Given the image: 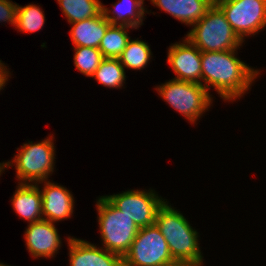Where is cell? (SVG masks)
Here are the masks:
<instances>
[{"mask_svg": "<svg viewBox=\"0 0 266 266\" xmlns=\"http://www.w3.org/2000/svg\"><path fill=\"white\" fill-rule=\"evenodd\" d=\"M103 86L120 88L125 80V69L117 58H104L91 76Z\"/></svg>", "mask_w": 266, "mask_h": 266, "instance_id": "ffe728a7", "label": "cell"}, {"mask_svg": "<svg viewBox=\"0 0 266 266\" xmlns=\"http://www.w3.org/2000/svg\"><path fill=\"white\" fill-rule=\"evenodd\" d=\"M167 62L176 75L174 80L202 84L201 51L187 38L183 43L173 44L168 50Z\"/></svg>", "mask_w": 266, "mask_h": 266, "instance_id": "30bf717a", "label": "cell"}, {"mask_svg": "<svg viewBox=\"0 0 266 266\" xmlns=\"http://www.w3.org/2000/svg\"><path fill=\"white\" fill-rule=\"evenodd\" d=\"M156 90L171 107L192 123L208 110L213 100L203 84L190 81L171 79Z\"/></svg>", "mask_w": 266, "mask_h": 266, "instance_id": "8992f818", "label": "cell"}, {"mask_svg": "<svg viewBox=\"0 0 266 266\" xmlns=\"http://www.w3.org/2000/svg\"><path fill=\"white\" fill-rule=\"evenodd\" d=\"M42 196L43 219L52 223L61 221L72 216L74 209V199L72 194L61 185L44 181Z\"/></svg>", "mask_w": 266, "mask_h": 266, "instance_id": "4fadbf2b", "label": "cell"}, {"mask_svg": "<svg viewBox=\"0 0 266 266\" xmlns=\"http://www.w3.org/2000/svg\"><path fill=\"white\" fill-rule=\"evenodd\" d=\"M236 50L201 52L203 85L209 91V84L225 100L243 96L259 75L257 70L235 57Z\"/></svg>", "mask_w": 266, "mask_h": 266, "instance_id": "6da1fadb", "label": "cell"}, {"mask_svg": "<svg viewBox=\"0 0 266 266\" xmlns=\"http://www.w3.org/2000/svg\"><path fill=\"white\" fill-rule=\"evenodd\" d=\"M214 3L242 41L266 27V0H216Z\"/></svg>", "mask_w": 266, "mask_h": 266, "instance_id": "ba28073f", "label": "cell"}, {"mask_svg": "<svg viewBox=\"0 0 266 266\" xmlns=\"http://www.w3.org/2000/svg\"><path fill=\"white\" fill-rule=\"evenodd\" d=\"M39 142L25 143L19 153L15 155L14 160L3 162L4 166L0 170L4 171L6 167H9L15 163L16 175L20 184H27V182H34L33 184L42 183L48 180V175L53 172L54 169V155L55 148L53 143V137ZM12 163V164H11Z\"/></svg>", "mask_w": 266, "mask_h": 266, "instance_id": "5b68a950", "label": "cell"}, {"mask_svg": "<svg viewBox=\"0 0 266 266\" xmlns=\"http://www.w3.org/2000/svg\"><path fill=\"white\" fill-rule=\"evenodd\" d=\"M25 240L28 251L35 259L53 257L61 247V238L55 225L45 219L29 223Z\"/></svg>", "mask_w": 266, "mask_h": 266, "instance_id": "8fae6325", "label": "cell"}, {"mask_svg": "<svg viewBox=\"0 0 266 266\" xmlns=\"http://www.w3.org/2000/svg\"><path fill=\"white\" fill-rule=\"evenodd\" d=\"M3 64L4 63H1V60H0V90L3 89V87L6 84L7 79L9 77V72L6 71L7 68Z\"/></svg>", "mask_w": 266, "mask_h": 266, "instance_id": "d4e9b609", "label": "cell"}, {"mask_svg": "<svg viewBox=\"0 0 266 266\" xmlns=\"http://www.w3.org/2000/svg\"><path fill=\"white\" fill-rule=\"evenodd\" d=\"M122 260L123 266H162L174 259L167 241L154 223L139 229Z\"/></svg>", "mask_w": 266, "mask_h": 266, "instance_id": "52a82bcc", "label": "cell"}, {"mask_svg": "<svg viewBox=\"0 0 266 266\" xmlns=\"http://www.w3.org/2000/svg\"><path fill=\"white\" fill-rule=\"evenodd\" d=\"M151 57L149 45L141 40H129L118 58L123 67L131 69L145 68Z\"/></svg>", "mask_w": 266, "mask_h": 266, "instance_id": "44dd1931", "label": "cell"}, {"mask_svg": "<svg viewBox=\"0 0 266 266\" xmlns=\"http://www.w3.org/2000/svg\"><path fill=\"white\" fill-rule=\"evenodd\" d=\"M68 22L74 23L102 12V3L99 0H57Z\"/></svg>", "mask_w": 266, "mask_h": 266, "instance_id": "d6986e66", "label": "cell"}, {"mask_svg": "<svg viewBox=\"0 0 266 266\" xmlns=\"http://www.w3.org/2000/svg\"><path fill=\"white\" fill-rule=\"evenodd\" d=\"M104 197L132 219L139 229L155 223L157 211L165 202L152 189L149 192L128 190Z\"/></svg>", "mask_w": 266, "mask_h": 266, "instance_id": "9c48e42d", "label": "cell"}, {"mask_svg": "<svg viewBox=\"0 0 266 266\" xmlns=\"http://www.w3.org/2000/svg\"><path fill=\"white\" fill-rule=\"evenodd\" d=\"M70 35L75 47L99 48L102 38L105 36L107 28L111 23L101 12L96 17L84 19L71 23Z\"/></svg>", "mask_w": 266, "mask_h": 266, "instance_id": "9a60e30c", "label": "cell"}, {"mask_svg": "<svg viewBox=\"0 0 266 266\" xmlns=\"http://www.w3.org/2000/svg\"><path fill=\"white\" fill-rule=\"evenodd\" d=\"M128 28H133L127 25L111 24L102 38L99 50L104 58H119L126 48L130 37L128 36Z\"/></svg>", "mask_w": 266, "mask_h": 266, "instance_id": "ac0fdd59", "label": "cell"}, {"mask_svg": "<svg viewBox=\"0 0 266 266\" xmlns=\"http://www.w3.org/2000/svg\"><path fill=\"white\" fill-rule=\"evenodd\" d=\"M75 50L74 64L75 67L87 77H91L104 56L99 48L93 47H73Z\"/></svg>", "mask_w": 266, "mask_h": 266, "instance_id": "603a6c76", "label": "cell"}, {"mask_svg": "<svg viewBox=\"0 0 266 266\" xmlns=\"http://www.w3.org/2000/svg\"><path fill=\"white\" fill-rule=\"evenodd\" d=\"M4 163H0V170L3 168Z\"/></svg>", "mask_w": 266, "mask_h": 266, "instance_id": "4316f807", "label": "cell"}, {"mask_svg": "<svg viewBox=\"0 0 266 266\" xmlns=\"http://www.w3.org/2000/svg\"><path fill=\"white\" fill-rule=\"evenodd\" d=\"M155 224L167 241L174 260H186L202 265L198 232L179 211L164 202L157 211Z\"/></svg>", "mask_w": 266, "mask_h": 266, "instance_id": "7a4b0ae2", "label": "cell"}, {"mask_svg": "<svg viewBox=\"0 0 266 266\" xmlns=\"http://www.w3.org/2000/svg\"><path fill=\"white\" fill-rule=\"evenodd\" d=\"M98 222L103 246L122 258L129 251L139 228L127 215L115 208L104 196L97 201Z\"/></svg>", "mask_w": 266, "mask_h": 266, "instance_id": "277c9868", "label": "cell"}, {"mask_svg": "<svg viewBox=\"0 0 266 266\" xmlns=\"http://www.w3.org/2000/svg\"><path fill=\"white\" fill-rule=\"evenodd\" d=\"M17 3L10 0H0V22H9L16 25Z\"/></svg>", "mask_w": 266, "mask_h": 266, "instance_id": "cb8c5ba5", "label": "cell"}, {"mask_svg": "<svg viewBox=\"0 0 266 266\" xmlns=\"http://www.w3.org/2000/svg\"><path fill=\"white\" fill-rule=\"evenodd\" d=\"M143 4L144 0H119L112 5L115 8L112 12L102 6V13L111 24L127 25L137 29L139 25H142V18L146 12ZM110 12L113 16H109Z\"/></svg>", "mask_w": 266, "mask_h": 266, "instance_id": "e0dca14e", "label": "cell"}, {"mask_svg": "<svg viewBox=\"0 0 266 266\" xmlns=\"http://www.w3.org/2000/svg\"><path fill=\"white\" fill-rule=\"evenodd\" d=\"M162 266H200V265L186 260H173L172 262L163 264Z\"/></svg>", "mask_w": 266, "mask_h": 266, "instance_id": "484cf974", "label": "cell"}, {"mask_svg": "<svg viewBox=\"0 0 266 266\" xmlns=\"http://www.w3.org/2000/svg\"><path fill=\"white\" fill-rule=\"evenodd\" d=\"M151 2L175 19L191 26L214 4L213 0H151Z\"/></svg>", "mask_w": 266, "mask_h": 266, "instance_id": "5bb4252c", "label": "cell"}, {"mask_svg": "<svg viewBox=\"0 0 266 266\" xmlns=\"http://www.w3.org/2000/svg\"><path fill=\"white\" fill-rule=\"evenodd\" d=\"M70 266H123L122 257L88 241L68 237Z\"/></svg>", "mask_w": 266, "mask_h": 266, "instance_id": "7c38bea8", "label": "cell"}, {"mask_svg": "<svg viewBox=\"0 0 266 266\" xmlns=\"http://www.w3.org/2000/svg\"><path fill=\"white\" fill-rule=\"evenodd\" d=\"M186 35L201 52L236 50L242 41L232 29L222 10L214 3ZM238 47V48H237Z\"/></svg>", "mask_w": 266, "mask_h": 266, "instance_id": "3957f363", "label": "cell"}, {"mask_svg": "<svg viewBox=\"0 0 266 266\" xmlns=\"http://www.w3.org/2000/svg\"><path fill=\"white\" fill-rule=\"evenodd\" d=\"M43 12L42 9L33 4L24 7L18 5L15 25L18 31L32 33L40 30L45 23Z\"/></svg>", "mask_w": 266, "mask_h": 266, "instance_id": "7402d4cb", "label": "cell"}, {"mask_svg": "<svg viewBox=\"0 0 266 266\" xmlns=\"http://www.w3.org/2000/svg\"><path fill=\"white\" fill-rule=\"evenodd\" d=\"M12 205L17 214L33 223L43 219L42 196L38 184H20L12 198Z\"/></svg>", "mask_w": 266, "mask_h": 266, "instance_id": "2e32d148", "label": "cell"}]
</instances>
